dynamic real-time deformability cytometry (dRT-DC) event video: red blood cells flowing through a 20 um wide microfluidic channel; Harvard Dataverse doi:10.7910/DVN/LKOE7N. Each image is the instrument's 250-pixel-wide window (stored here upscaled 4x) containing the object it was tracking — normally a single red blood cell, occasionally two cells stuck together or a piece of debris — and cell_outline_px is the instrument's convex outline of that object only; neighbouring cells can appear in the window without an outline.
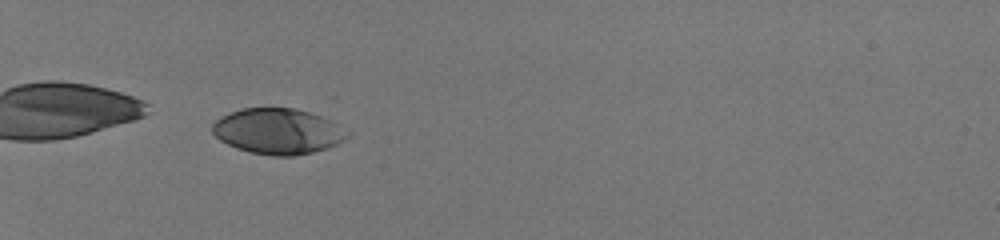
{"species": "human", "species_latin": "Homo sapiens", "temperature_condition": "room temperature", "stored_images_in_passage": 37, "camera_frame_rate_fps": 3000, "um_per_image_px": 0.085, "donor": {"sex": "male"}, "frame": {"image": 1, "passage_image": 3, "time_ms": 0.667, "image_size_px": [1000, 240], "cell_outline_px": [[352, 132], [344, 140], [328, 148], [312, 152], [292, 156], [272, 156], [248, 152], [236, 148], [220, 140], [212, 132], [212, 124], [220, 116], [240, 108], [296, 108], [332, 120]], "centroid_in_image_um": [23.63, 11.16], "position_along_channel_um": 61.4, "area_um2": 36.18}}
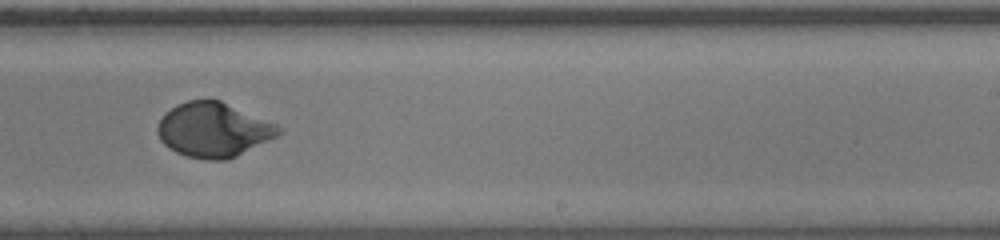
{"frame": {"image": 2, "passage_image": 21, "time_ms": 6.667, "image_size_px": [1000, 240], "cell_outline_px": [[284, 132], [228, 160], [208, 160], [188, 156], [176, 152], [168, 148], [160, 140], [156, 132], [156, 128], [164, 112], [176, 104], [188, 100], [220, 100], [276, 124]], "centroid_in_image_um": [18.1, 11.03], "position_along_channel_um": 270.9, "area_um2": 38.32}}
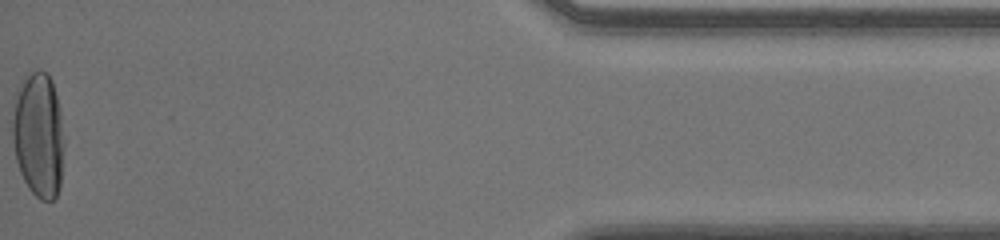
{"frame": {"image": 3, "passage_image": 37, "time_ms": 12.0, "image_size_px": [1000, 240], "cell_outline_px": [[64, 148], [60, 188], [56, 196], [52, 200], [40, 200], [28, 188], [20, 172], [16, 160], [12, 136], [12, 120], [16, 100], [20, 88], [24, 80], [32, 72], [40, 68], [48, 72], [52, 80], [60, 112], [64, 144]], "centroid_in_image_um": [3.3, 11.51], "position_along_channel_um": 431.9, "area_um2": 37.51}, "authors_computed_cell_mechanics": {"area_um2": 37.281, "velocity_mm_per_s": 4.0513, "shape_relaxation_time_tau1_ms": 3.8479, "shape_relaxation_time_tau2_ms": null, "deformation_change_tau1": 0.2196, "deformation_change_tau2": null}}